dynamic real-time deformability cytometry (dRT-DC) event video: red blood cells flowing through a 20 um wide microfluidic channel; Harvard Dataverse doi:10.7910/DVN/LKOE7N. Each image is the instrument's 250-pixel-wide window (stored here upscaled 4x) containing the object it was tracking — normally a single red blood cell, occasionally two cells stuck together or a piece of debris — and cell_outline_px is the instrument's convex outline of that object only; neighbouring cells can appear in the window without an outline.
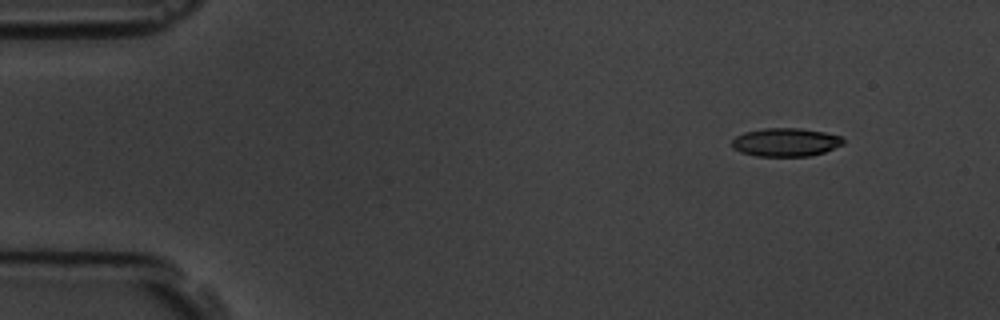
{"species": "common noctule bat (a hibernating species)", "species_latin": "Nyctalus noctula", "temperature_condition": "room temperature", "stored_images_in_passage": 4, "camera_frame_rate_fps": 3000, "um_per_image_px": 0.085, "animal": {"sex": "male", "body_mass_g": 19.5, "forearm_length_mm": 54.6}, "frame": {"image": 1, "passage_image": 2, "time_ms": 1.333, "image_size_px": [1000, 320], "cell_outline_px": [[844, 144], [824, 152], [808, 156], [756, 156], [740, 152], [732, 148], [732, 140], [736, 136], [744, 132], [764, 128], [800, 128], [824, 132], [840, 136], [844, 140]], "centroid_in_image_um": [66.76, 12.09], "position_along_channel_um": 18.2, "area_um2": 18.44}}